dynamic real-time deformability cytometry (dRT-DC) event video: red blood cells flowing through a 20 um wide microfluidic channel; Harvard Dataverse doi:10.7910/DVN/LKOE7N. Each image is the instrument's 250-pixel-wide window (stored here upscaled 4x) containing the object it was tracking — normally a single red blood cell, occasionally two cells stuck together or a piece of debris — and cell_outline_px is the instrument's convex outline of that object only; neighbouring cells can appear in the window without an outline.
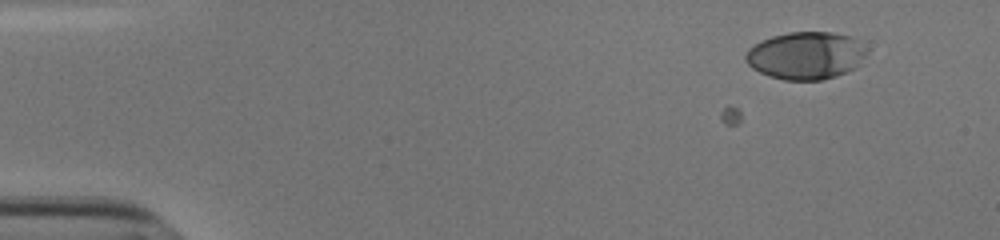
{"species": "human", "species_latin": "Homo sapiens", "temperature_condition": "cold", "stored_images_in_passage": 4, "camera_frame_rate_fps": 3000, "um_per_image_px": 0.085, "donor": {"sex": "male"}, "frame": {"image": 1, "passage_image": 1, "time_ms": 0.0, "image_size_px": [1000, 240], "cell_outline_px": [[868, 52], [856, 68], [836, 76], [820, 80], [784, 80], [768, 76], [752, 68], [744, 60], [744, 56], [748, 48], [760, 40], [772, 36], [788, 32], [832, 32], [852, 36]], "centroid_in_image_um": [68.46, 4.72], "position_along_channel_um": 16.5, "area_um2": 33.76}}